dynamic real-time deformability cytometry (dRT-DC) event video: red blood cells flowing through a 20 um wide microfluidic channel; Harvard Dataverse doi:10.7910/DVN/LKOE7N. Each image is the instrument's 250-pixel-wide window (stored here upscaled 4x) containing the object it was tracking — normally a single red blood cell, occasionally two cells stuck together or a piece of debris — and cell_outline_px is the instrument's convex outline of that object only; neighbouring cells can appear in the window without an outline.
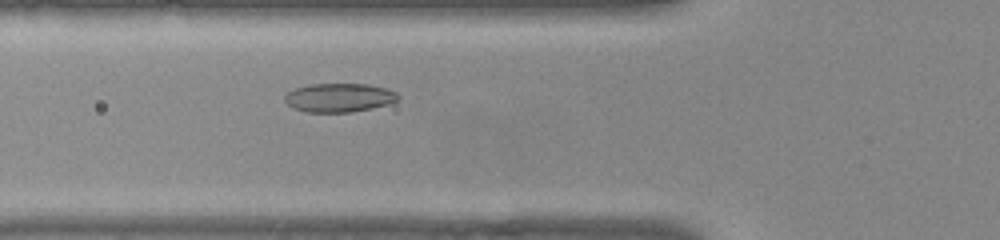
{"species": "common noctule bat (a hibernating species)", "species_latin": "Nyctalus noctula", "temperature_condition": "warm", "stored_images_in_passage": 42, "camera_frame_rate_fps": 3000, "um_per_image_px": 0.085, "animal": {"sex": "female", "body_mass_g": 22.0, "forearm_length_mm": 56.7}, "frame": {"image": 1, "passage_image": 8, "time_ms": 2.333, "image_size_px": [1000, 240], "cell_outline_px": [[400, 96], [396, 100], [388, 104], [372, 108], [352, 112], [308, 112], [292, 108], [284, 100], [284, 96], [288, 92], [296, 88], [308, 84], [368, 84], [384, 88], [396, 92]], "centroid_in_image_um": [28.81, 8.3], "position_along_channel_um": 97.0, "area_um2": 18.96}}
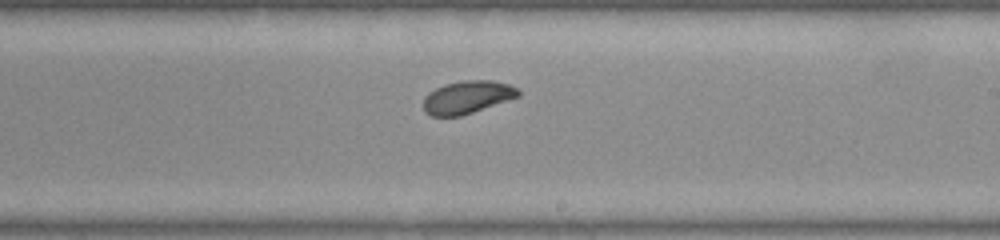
{"frame": {"image": 2, "passage_image": 20, "time_ms": 6.333, "image_size_px": [1000, 240], "cell_outline_px": [[520, 96], [460, 116], [432, 116], [424, 112], [424, 96], [428, 92], [444, 84], [464, 80], [492, 80], [508, 84], [516, 88], [520, 92]], "centroid_in_image_um": [39.69, 8.25], "position_along_channel_um": 249.3, "area_um2": 18.03}}
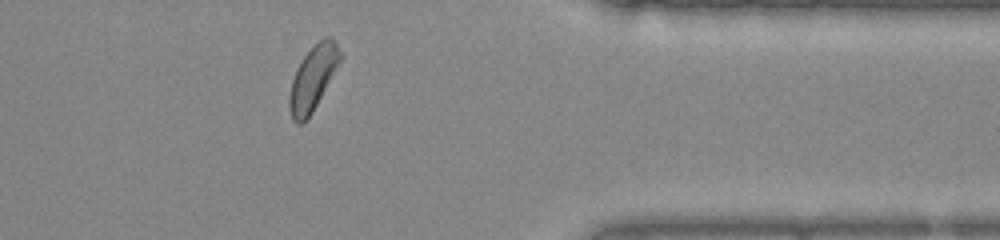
{"frame": {"image": 3, "passage_image": 32, "time_ms": 10.333, "image_size_px": [1000, 240], "cell_outline_px": [[340, 60], [312, 112], [300, 124], [296, 124], [292, 120], [288, 108], [288, 96], [292, 80], [296, 68], [304, 56], [324, 36], [328, 36], [336, 44], [340, 52]], "centroid_in_image_um": [26.53, 6.68], "position_along_channel_um": 384.9, "area_um2": 18.38}, "authors_computed_cell_mechanics": {"area_um2": 18.6983, "velocity_mm_per_s": 3.8139, "shape_relaxation_time_tau1_ms": 4.3513, "shape_relaxation_time_tau2_ms": 2.8096, "deformation_change_tau1": 0.1331, "deformation_change_tau2": 0.0696}}